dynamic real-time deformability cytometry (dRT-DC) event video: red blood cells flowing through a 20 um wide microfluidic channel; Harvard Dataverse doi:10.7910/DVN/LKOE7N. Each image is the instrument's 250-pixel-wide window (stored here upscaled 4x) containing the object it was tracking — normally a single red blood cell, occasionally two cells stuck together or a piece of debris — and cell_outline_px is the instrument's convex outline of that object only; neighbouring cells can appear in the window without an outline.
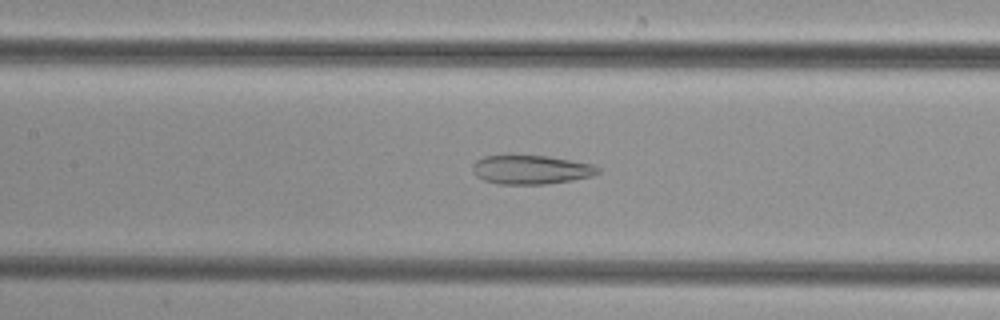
{"species": "common noctule bat (a hibernating species)", "species_latin": "Nyctalus noctula", "temperature_condition": "cold", "stored_images_in_passage": 44, "camera_frame_rate_fps": 3000, "um_per_image_px": 0.085, "animal": {"sex": "female", "body_mass_g": 29.2, "forearm_length_mm": 56.3}, "frame": {"image": 1, "passage_image": 23, "time_ms": 7.333, "image_size_px": [1000, 320], "cell_outline_px": [[600, 172], [592, 176], [572, 180], [544, 184], [496, 184], [484, 180], [476, 176], [472, 172], [472, 164], [476, 160], [484, 156], [508, 152], [512, 152], [548, 156], [596, 164], [600, 168]], "centroid_in_image_um": [45.09, 14.37], "position_along_channel_um": 162.3, "area_um2": 22.25}}
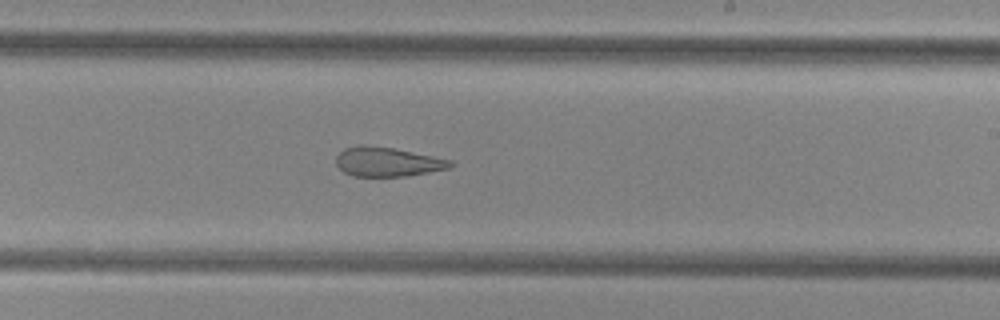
{"frame": {"image": 2, "passage_image": 30, "time_ms": 9.667, "image_size_px": [1000, 320], "cell_outline_px": [[456, 164], [448, 168], [408, 176], [352, 176], [344, 172], [336, 164], [336, 156], [344, 148], [360, 144], [364, 144], [392, 148], [452, 160]], "centroid_in_image_um": [32.91, 13.75], "position_along_channel_um": 256.1, "area_um2": 19.48}}
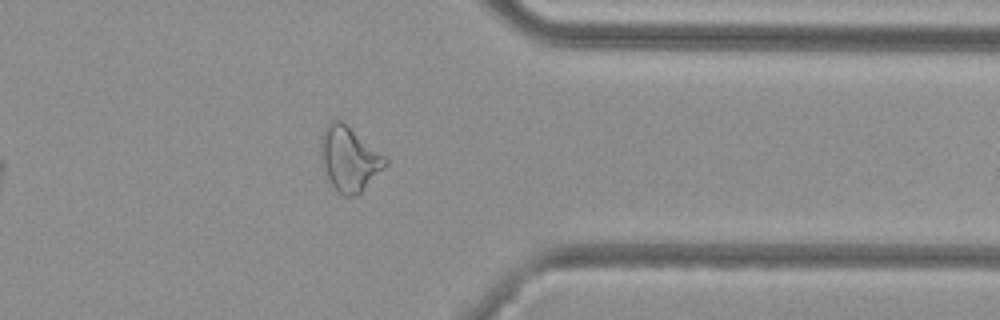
{"frame": {"image": 3, "passage_image": 40, "time_ms": 13.0, "image_size_px": [1000, 320], "cell_outline_px": [[388, 164], [356, 196], [344, 196], [332, 184], [328, 176], [324, 164], [320, 148], [320, 136], [328, 120], [340, 120], [388, 156]], "centroid_in_image_um": [29.72, 13.45], "position_along_channel_um": 381.7, "area_um2": 24.04}}